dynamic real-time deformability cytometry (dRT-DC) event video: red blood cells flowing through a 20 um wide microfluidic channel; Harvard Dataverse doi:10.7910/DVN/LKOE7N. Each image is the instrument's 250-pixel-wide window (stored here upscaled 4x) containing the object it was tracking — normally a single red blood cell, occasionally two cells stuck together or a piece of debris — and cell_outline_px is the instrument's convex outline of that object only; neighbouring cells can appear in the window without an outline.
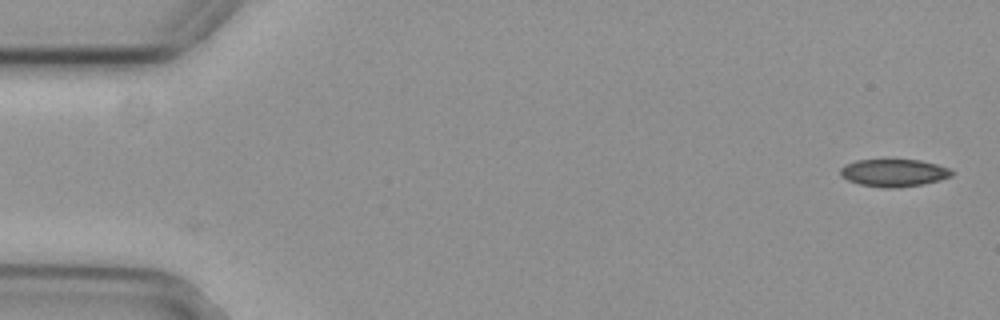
{"species": "common noctule bat (a hibernating species)", "species_latin": "Nyctalus noctula", "temperature_condition": "cold", "stored_images_in_passage": 14, "camera_frame_rate_fps": 3000, "um_per_image_px": 0.085, "animal": {"sex": "female", "body_mass_g": 29.2, "forearm_length_mm": 56.3}, "frame": {"image": 1, "passage_image": 1, "time_ms": 0.0, "image_size_px": [1000, 320], "cell_outline_px": [[952, 176], [940, 180], [920, 184], [896, 188], [888, 188], [860, 184], [848, 180], [840, 176], [840, 168], [856, 160], [920, 160], [936, 164], [948, 168], [952, 172]], "centroid_in_image_um": [75.96, 14.69], "position_along_channel_um": 9.0, "area_um2": 17.57}}
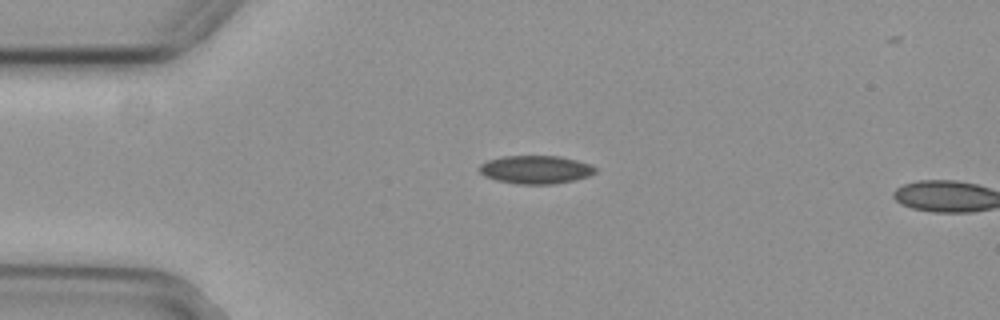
{"frame": {"image": 2, "passage_image": 12, "time_ms": 3.667, "image_size_px": [1000, 320], "cell_outline_px": [[596, 172], [588, 176], [572, 180], [552, 184], [516, 184], [496, 180], [484, 176], [480, 172], [480, 164], [488, 160], [504, 156], [560, 156], [592, 164], [596, 168]], "centroid_in_image_um": [45.53, 14.41], "position_along_channel_um": 39.5, "area_um2": 19.02}}